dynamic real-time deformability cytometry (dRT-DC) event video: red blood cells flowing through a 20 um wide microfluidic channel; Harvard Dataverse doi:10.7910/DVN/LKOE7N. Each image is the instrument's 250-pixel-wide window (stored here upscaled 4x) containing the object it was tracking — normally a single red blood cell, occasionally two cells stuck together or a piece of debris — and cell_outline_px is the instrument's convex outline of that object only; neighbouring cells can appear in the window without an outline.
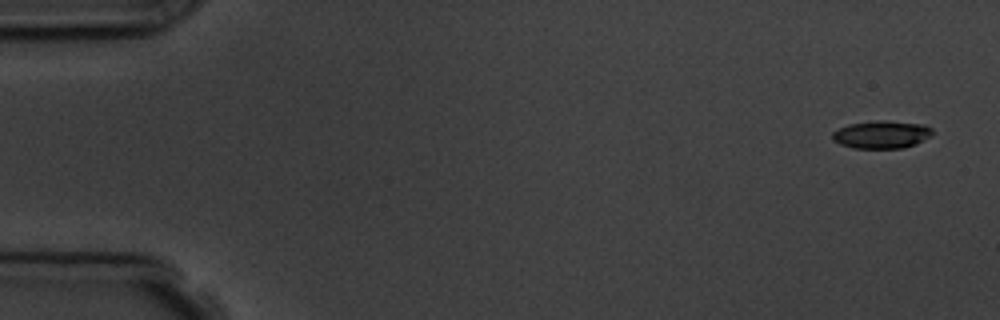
{"species": "common noctule bat (a hibernating species)", "species_latin": "Nyctalus noctula", "temperature_condition": "room temperature", "stored_images_in_passage": 4, "camera_frame_rate_fps": 3000, "um_per_image_px": 0.085, "animal": {"sex": "male", "body_mass_g": 19.5, "forearm_length_mm": 54.6}, "frame": {"image": 1, "passage_image": 1, "time_ms": 0.0, "image_size_px": [1000, 320], "cell_outline_px": [[936, 132], [916, 144], [904, 148], [852, 148], [840, 144], [832, 140], [832, 132], [848, 124], [876, 120], [888, 120], [924, 124], [932, 128]], "centroid_in_image_um": [74.95, 11.42], "position_along_channel_um": 10.0, "area_um2": 16.42}}
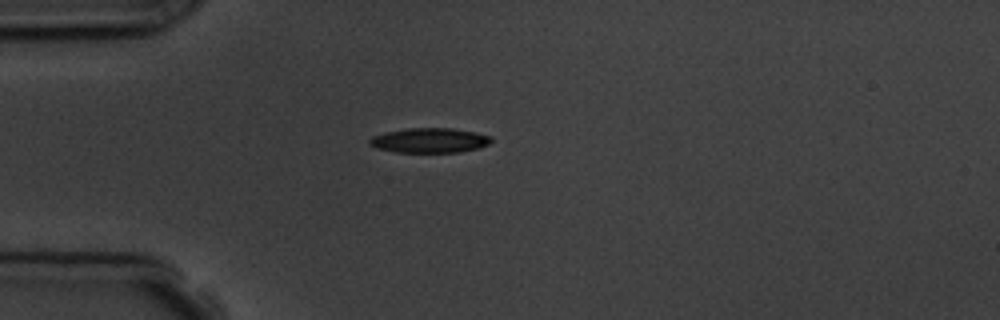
{"frame": {"image": 2, "passage_image": 4, "time_ms": 4.333, "image_size_px": [1000, 320], "cell_outline_px": [[492, 140], [488, 144], [476, 148], [460, 152], [396, 152], [376, 148], [368, 144], [368, 140], [372, 136], [388, 132], [408, 128], [452, 128], [492, 136]], "centroid_in_image_um": [36.48, 11.93], "position_along_channel_um": 48.5, "area_um2": 17.4}}